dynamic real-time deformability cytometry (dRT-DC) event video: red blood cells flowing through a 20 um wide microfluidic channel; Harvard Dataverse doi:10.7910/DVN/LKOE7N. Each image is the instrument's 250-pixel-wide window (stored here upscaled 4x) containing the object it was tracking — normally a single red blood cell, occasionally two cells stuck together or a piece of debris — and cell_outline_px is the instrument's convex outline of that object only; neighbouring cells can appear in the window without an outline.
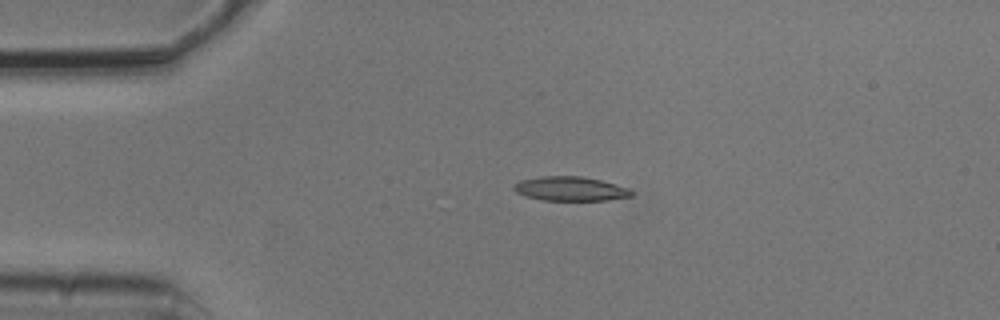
{"species": "common noctule bat (a hibernating species)", "species_latin": "Nyctalus noctula", "temperature_condition": "cold", "stored_images_in_passage": 5, "camera_frame_rate_fps": 3000, "um_per_image_px": 0.085, "animal": {"sex": "male", "body_mass_g": 20.5, "forearm_length_mm": 52.5}, "frame": {"image": 1, "passage_image": 4, "time_ms": 1.0, "image_size_px": [1000, 320], "cell_outline_px": [[632, 196], [608, 200], [544, 200], [524, 196], [516, 192], [512, 188], [520, 180], [540, 176], [580, 176], [600, 180], [628, 188], [632, 192]], "centroid_in_image_um": [48.45, 16.04], "position_along_channel_um": 36.6, "area_um2": 16.47}}